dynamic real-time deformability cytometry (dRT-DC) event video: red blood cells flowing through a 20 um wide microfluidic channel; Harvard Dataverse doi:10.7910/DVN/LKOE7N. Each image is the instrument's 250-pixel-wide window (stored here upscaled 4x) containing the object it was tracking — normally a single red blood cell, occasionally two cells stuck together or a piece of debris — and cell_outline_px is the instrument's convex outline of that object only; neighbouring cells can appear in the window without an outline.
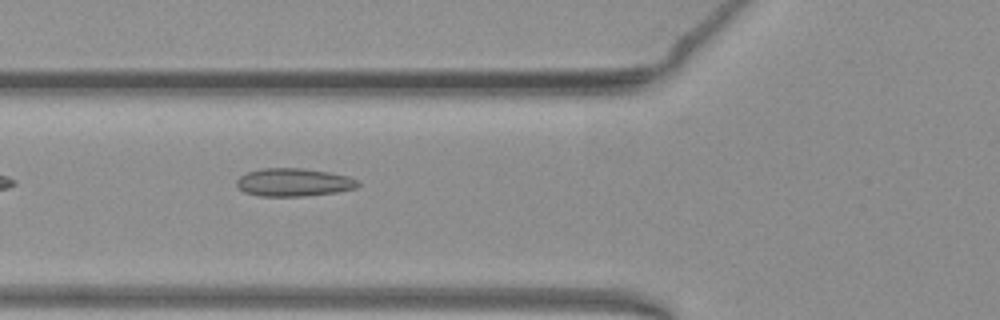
{"species": "common noctule bat (a hibernating species)", "species_latin": "Nyctalus noctula", "temperature_condition": "warm", "stored_images_in_passage": 17, "camera_frame_rate_fps": 3000, "um_per_image_px": 0.085, "animal": {"sex": "female", "body_mass_g": 19.3, "forearm_length_mm": 54.1}, "frame": {"image": 1, "passage_image": 3, "time_ms": 0.667, "image_size_px": [1000, 320], "cell_outline_px": [[360, 184], [356, 188], [336, 192], [304, 196], [260, 196], [244, 192], [236, 184], [236, 180], [240, 176], [248, 172], [260, 168], [304, 168], [328, 172], [348, 176], [356, 180]], "centroid_in_image_um": [24.95, 15.49], "position_along_channel_um": 100.9, "area_um2": 19.77}}
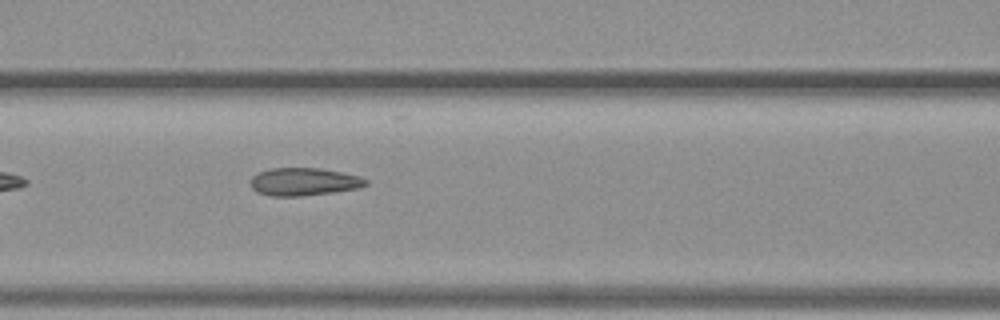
{"frame": {"image": 2, "passage_image": 6, "time_ms": 1.667, "image_size_px": [1000, 320], "cell_outline_px": [[368, 184], [356, 188], [332, 192], [300, 196], [268, 196], [256, 192], [252, 188], [252, 176], [260, 172], [272, 168], [320, 168], [360, 176], [368, 180]], "centroid_in_image_um": [25.82, 15.45], "position_along_channel_um": 140.8, "area_um2": 18.5}}
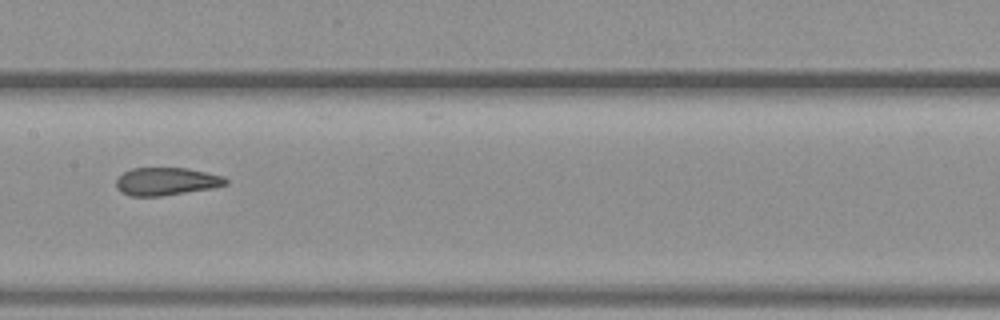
{"frame": {"image": 3, "passage_image": 10, "time_ms": 3.0, "image_size_px": [1000, 320], "cell_outline_px": [[228, 184], [212, 188], [160, 196], [132, 196], [120, 192], [116, 188], [116, 180], [124, 172], [132, 168], [188, 168], [224, 176], [228, 180]], "centroid_in_image_um": [14.14, 15.42], "position_along_channel_um": 193.3, "area_um2": 17.74}}